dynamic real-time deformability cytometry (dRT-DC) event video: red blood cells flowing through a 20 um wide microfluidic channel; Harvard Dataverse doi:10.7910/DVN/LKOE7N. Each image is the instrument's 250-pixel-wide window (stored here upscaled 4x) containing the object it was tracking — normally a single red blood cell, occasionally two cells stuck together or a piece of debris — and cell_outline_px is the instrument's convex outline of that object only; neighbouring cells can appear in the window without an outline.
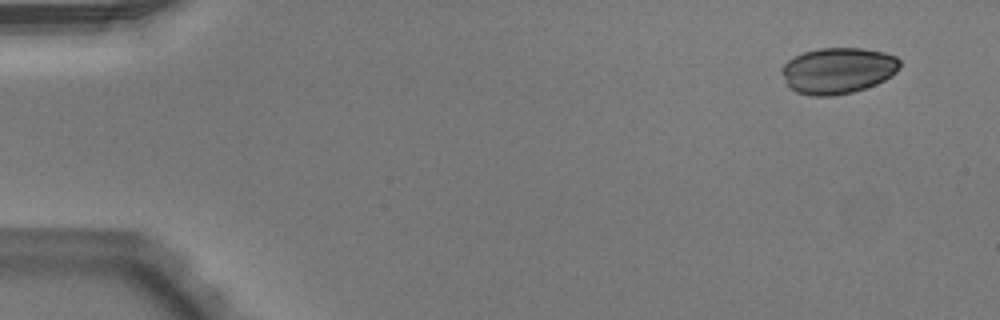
{"species": "Egyptian fruit bat (a non-hibernating species)", "species_latin": "Rousettus aegyptiacus", "temperature_condition": "warm", "stored_images_in_passage": 8, "camera_frame_rate_fps": 3000, "um_per_image_px": 0.085, "animal": {"sex": "male"}, "frame": {"image": 1, "passage_image": 1, "time_ms": 0.0, "image_size_px": [1000, 320], "cell_outline_px": [[900, 68], [892, 76], [876, 84], [852, 92], [832, 96], [812, 96], [796, 92], [788, 84], [780, 72], [780, 68], [788, 60], [804, 52], [820, 48], [860, 48], [884, 52], [896, 56], [900, 60]], "centroid_in_image_um": [71.23, 5.99], "position_along_channel_um": 13.8, "area_um2": 31.73}}